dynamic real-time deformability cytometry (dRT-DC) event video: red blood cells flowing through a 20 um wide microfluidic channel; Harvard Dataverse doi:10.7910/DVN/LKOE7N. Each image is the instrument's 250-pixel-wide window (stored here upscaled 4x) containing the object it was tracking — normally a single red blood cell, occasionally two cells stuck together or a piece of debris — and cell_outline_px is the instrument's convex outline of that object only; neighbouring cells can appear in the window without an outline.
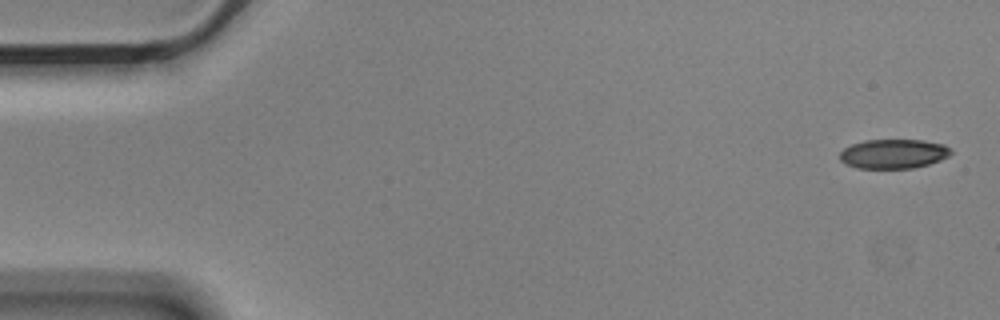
{"species": "Egyptian fruit bat (a non-hibernating species)", "species_latin": "Rousettus aegyptiacus", "temperature_condition": "cold", "stored_images_in_passage": 5, "camera_frame_rate_fps": 3000, "um_per_image_px": 0.085, "animal": {"sex": "male"}, "frame": {"image": 1, "passage_image": 1, "time_ms": 0.0, "image_size_px": [1000, 320], "cell_outline_px": [[952, 152], [948, 156], [940, 160], [928, 164], [912, 168], [856, 168], [844, 164], [840, 160], [840, 152], [844, 148], [852, 144], [864, 140], [924, 140], [944, 144], [952, 148]], "centroid_in_image_um": [75.94, 13.07], "position_along_channel_um": 9.1, "area_um2": 19.13}}
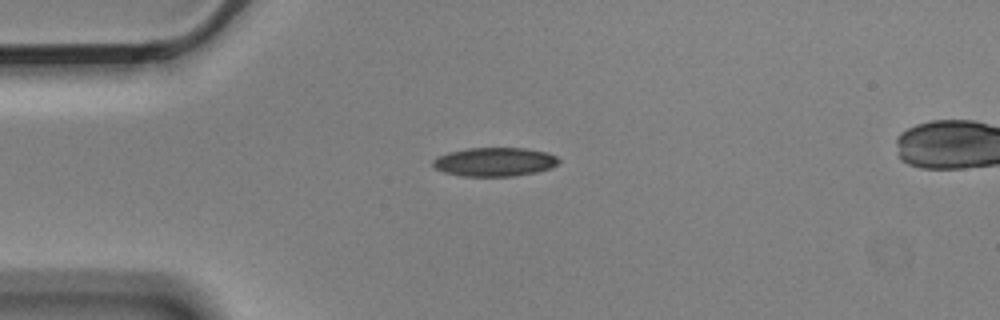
{"frame": {"image": 2, "passage_image": 4, "time_ms": 1.0, "image_size_px": [1000, 320], "cell_outline_px": [[560, 160], [552, 168], [536, 172], [516, 176], [460, 176], [444, 172], [432, 168], [432, 160], [448, 152], [468, 148], [524, 148], [548, 152], [556, 156]], "centroid_in_image_um": [42.03, 13.76], "position_along_channel_um": 43.0, "area_um2": 21.27}}